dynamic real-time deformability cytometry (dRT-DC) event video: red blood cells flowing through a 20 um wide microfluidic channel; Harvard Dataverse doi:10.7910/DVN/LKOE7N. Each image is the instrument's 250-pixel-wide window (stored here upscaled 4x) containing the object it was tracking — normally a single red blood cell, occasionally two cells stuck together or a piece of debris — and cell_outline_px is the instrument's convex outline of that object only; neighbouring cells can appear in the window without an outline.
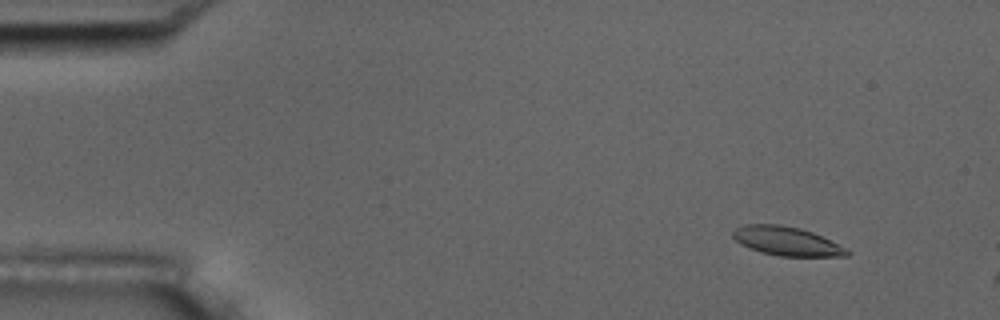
{"species": "common noctule bat (a hibernating species)", "species_latin": "Nyctalus noctula", "temperature_condition": "room temperature", "stored_images_in_passage": 8, "camera_frame_rate_fps": 3000, "um_per_image_px": 0.085, "animal": {"sex": "male", "body_mass_g": 17.5, "forearm_length_mm": 52.3}, "frame": {"image": 1, "passage_image": 6, "time_ms": 1.667, "image_size_px": [1000, 320], "cell_outline_px": [[852, 252], [848, 256], [780, 256], [760, 252], [740, 244], [732, 236], [732, 232], [736, 228], [744, 224], [780, 224], [800, 228], [812, 232], [848, 248]], "centroid_in_image_um": [66.88, 20.5], "position_along_channel_um": 18.1, "area_um2": 19.31}}